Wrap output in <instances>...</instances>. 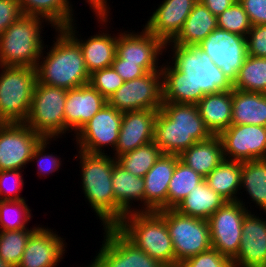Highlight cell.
<instances>
[{"mask_svg": "<svg viewBox=\"0 0 266 267\" xmlns=\"http://www.w3.org/2000/svg\"><path fill=\"white\" fill-rule=\"evenodd\" d=\"M198 45L234 83L248 55L246 37L217 27Z\"/></svg>", "mask_w": 266, "mask_h": 267, "instance_id": "obj_16", "label": "cell"}, {"mask_svg": "<svg viewBox=\"0 0 266 267\" xmlns=\"http://www.w3.org/2000/svg\"><path fill=\"white\" fill-rule=\"evenodd\" d=\"M227 200L209 187L204 179L175 208L178 213L208 220Z\"/></svg>", "mask_w": 266, "mask_h": 267, "instance_id": "obj_29", "label": "cell"}, {"mask_svg": "<svg viewBox=\"0 0 266 267\" xmlns=\"http://www.w3.org/2000/svg\"><path fill=\"white\" fill-rule=\"evenodd\" d=\"M219 137L224 159L240 162L266 159V126L231 124Z\"/></svg>", "mask_w": 266, "mask_h": 267, "instance_id": "obj_17", "label": "cell"}, {"mask_svg": "<svg viewBox=\"0 0 266 267\" xmlns=\"http://www.w3.org/2000/svg\"><path fill=\"white\" fill-rule=\"evenodd\" d=\"M162 73L148 72L146 75L126 81L107 100L120 112L136 110H160L162 105Z\"/></svg>", "mask_w": 266, "mask_h": 267, "instance_id": "obj_12", "label": "cell"}, {"mask_svg": "<svg viewBox=\"0 0 266 267\" xmlns=\"http://www.w3.org/2000/svg\"><path fill=\"white\" fill-rule=\"evenodd\" d=\"M42 139L24 123H0V171L24 172L35 147Z\"/></svg>", "mask_w": 266, "mask_h": 267, "instance_id": "obj_15", "label": "cell"}, {"mask_svg": "<svg viewBox=\"0 0 266 267\" xmlns=\"http://www.w3.org/2000/svg\"><path fill=\"white\" fill-rule=\"evenodd\" d=\"M85 267H107V266L97 256H95L91 261V263H89L88 266Z\"/></svg>", "mask_w": 266, "mask_h": 267, "instance_id": "obj_50", "label": "cell"}, {"mask_svg": "<svg viewBox=\"0 0 266 267\" xmlns=\"http://www.w3.org/2000/svg\"><path fill=\"white\" fill-rule=\"evenodd\" d=\"M178 156L180 161L205 178L224 160L223 145L219 135H212L196 142Z\"/></svg>", "mask_w": 266, "mask_h": 267, "instance_id": "obj_26", "label": "cell"}, {"mask_svg": "<svg viewBox=\"0 0 266 267\" xmlns=\"http://www.w3.org/2000/svg\"><path fill=\"white\" fill-rule=\"evenodd\" d=\"M206 127L213 135H219L232 122V90L205 94L196 104Z\"/></svg>", "mask_w": 266, "mask_h": 267, "instance_id": "obj_27", "label": "cell"}, {"mask_svg": "<svg viewBox=\"0 0 266 267\" xmlns=\"http://www.w3.org/2000/svg\"><path fill=\"white\" fill-rule=\"evenodd\" d=\"M218 28L246 37L252 25L238 0L217 16Z\"/></svg>", "mask_w": 266, "mask_h": 267, "instance_id": "obj_39", "label": "cell"}, {"mask_svg": "<svg viewBox=\"0 0 266 267\" xmlns=\"http://www.w3.org/2000/svg\"><path fill=\"white\" fill-rule=\"evenodd\" d=\"M55 141L57 139H46L43 138L39 144L35 147L32 157H31V162H36L37 164V176L38 177H47L50 174L52 175V173L54 174V172H57L58 170H60L61 166H62V158L60 156H57V154L53 155V153L51 152V154L47 151L49 149L48 146H50L52 143L51 141ZM48 148V149H47ZM48 152V153H46ZM60 157V158H59ZM36 160V161H35Z\"/></svg>", "mask_w": 266, "mask_h": 267, "instance_id": "obj_40", "label": "cell"}, {"mask_svg": "<svg viewBox=\"0 0 266 267\" xmlns=\"http://www.w3.org/2000/svg\"><path fill=\"white\" fill-rule=\"evenodd\" d=\"M154 143H148L116 158L117 163L134 176L144 177L162 155Z\"/></svg>", "mask_w": 266, "mask_h": 267, "instance_id": "obj_36", "label": "cell"}, {"mask_svg": "<svg viewBox=\"0 0 266 267\" xmlns=\"http://www.w3.org/2000/svg\"><path fill=\"white\" fill-rule=\"evenodd\" d=\"M67 90L36 83L29 114L24 124L46 139L65 136ZM64 134V135H63Z\"/></svg>", "mask_w": 266, "mask_h": 267, "instance_id": "obj_8", "label": "cell"}, {"mask_svg": "<svg viewBox=\"0 0 266 267\" xmlns=\"http://www.w3.org/2000/svg\"><path fill=\"white\" fill-rule=\"evenodd\" d=\"M204 179L210 188L227 201H238L239 195H242L240 161L224 159Z\"/></svg>", "mask_w": 266, "mask_h": 267, "instance_id": "obj_32", "label": "cell"}, {"mask_svg": "<svg viewBox=\"0 0 266 267\" xmlns=\"http://www.w3.org/2000/svg\"><path fill=\"white\" fill-rule=\"evenodd\" d=\"M22 15L18 0H0V35Z\"/></svg>", "mask_w": 266, "mask_h": 267, "instance_id": "obj_45", "label": "cell"}, {"mask_svg": "<svg viewBox=\"0 0 266 267\" xmlns=\"http://www.w3.org/2000/svg\"><path fill=\"white\" fill-rule=\"evenodd\" d=\"M105 99L89 83L67 90L65 113V135L76 134L105 104Z\"/></svg>", "mask_w": 266, "mask_h": 267, "instance_id": "obj_23", "label": "cell"}, {"mask_svg": "<svg viewBox=\"0 0 266 267\" xmlns=\"http://www.w3.org/2000/svg\"><path fill=\"white\" fill-rule=\"evenodd\" d=\"M233 87L266 94V58L247 55Z\"/></svg>", "mask_w": 266, "mask_h": 267, "instance_id": "obj_35", "label": "cell"}, {"mask_svg": "<svg viewBox=\"0 0 266 267\" xmlns=\"http://www.w3.org/2000/svg\"><path fill=\"white\" fill-rule=\"evenodd\" d=\"M26 200H0V230L25 229L32 219ZM27 224V225H26Z\"/></svg>", "mask_w": 266, "mask_h": 267, "instance_id": "obj_38", "label": "cell"}, {"mask_svg": "<svg viewBox=\"0 0 266 267\" xmlns=\"http://www.w3.org/2000/svg\"><path fill=\"white\" fill-rule=\"evenodd\" d=\"M242 189L255 207L266 213V159L241 162Z\"/></svg>", "mask_w": 266, "mask_h": 267, "instance_id": "obj_33", "label": "cell"}, {"mask_svg": "<svg viewBox=\"0 0 266 267\" xmlns=\"http://www.w3.org/2000/svg\"><path fill=\"white\" fill-rule=\"evenodd\" d=\"M166 52L173 57H169V63L165 60L161 64L163 102L197 104L205 94L234 89L230 79L199 45L166 44Z\"/></svg>", "mask_w": 266, "mask_h": 267, "instance_id": "obj_1", "label": "cell"}, {"mask_svg": "<svg viewBox=\"0 0 266 267\" xmlns=\"http://www.w3.org/2000/svg\"><path fill=\"white\" fill-rule=\"evenodd\" d=\"M158 110L123 112L118 142L113 153L116 159L127 152L153 142Z\"/></svg>", "mask_w": 266, "mask_h": 267, "instance_id": "obj_21", "label": "cell"}, {"mask_svg": "<svg viewBox=\"0 0 266 267\" xmlns=\"http://www.w3.org/2000/svg\"><path fill=\"white\" fill-rule=\"evenodd\" d=\"M178 160L176 154H162L143 177L144 211L167 209L168 186Z\"/></svg>", "mask_w": 266, "mask_h": 267, "instance_id": "obj_24", "label": "cell"}, {"mask_svg": "<svg viewBox=\"0 0 266 267\" xmlns=\"http://www.w3.org/2000/svg\"><path fill=\"white\" fill-rule=\"evenodd\" d=\"M21 170L0 171V200H22L24 178Z\"/></svg>", "mask_w": 266, "mask_h": 267, "instance_id": "obj_42", "label": "cell"}, {"mask_svg": "<svg viewBox=\"0 0 266 267\" xmlns=\"http://www.w3.org/2000/svg\"><path fill=\"white\" fill-rule=\"evenodd\" d=\"M40 226L20 230H0V258L11 267L20 264L31 234Z\"/></svg>", "mask_w": 266, "mask_h": 267, "instance_id": "obj_37", "label": "cell"}, {"mask_svg": "<svg viewBox=\"0 0 266 267\" xmlns=\"http://www.w3.org/2000/svg\"><path fill=\"white\" fill-rule=\"evenodd\" d=\"M115 227L135 246L165 267H175V252L165 218L158 211L127 213Z\"/></svg>", "mask_w": 266, "mask_h": 267, "instance_id": "obj_5", "label": "cell"}, {"mask_svg": "<svg viewBox=\"0 0 266 267\" xmlns=\"http://www.w3.org/2000/svg\"><path fill=\"white\" fill-rule=\"evenodd\" d=\"M201 1L213 15L218 16L228 9L237 0H199Z\"/></svg>", "mask_w": 266, "mask_h": 267, "instance_id": "obj_48", "label": "cell"}, {"mask_svg": "<svg viewBox=\"0 0 266 267\" xmlns=\"http://www.w3.org/2000/svg\"><path fill=\"white\" fill-rule=\"evenodd\" d=\"M92 12H111L108 0H85Z\"/></svg>", "mask_w": 266, "mask_h": 267, "instance_id": "obj_49", "label": "cell"}, {"mask_svg": "<svg viewBox=\"0 0 266 267\" xmlns=\"http://www.w3.org/2000/svg\"><path fill=\"white\" fill-rule=\"evenodd\" d=\"M112 188L115 195V225L127 213L144 211L143 177L134 176L116 162L113 166ZM133 201L139 205L135 206Z\"/></svg>", "mask_w": 266, "mask_h": 267, "instance_id": "obj_25", "label": "cell"}, {"mask_svg": "<svg viewBox=\"0 0 266 267\" xmlns=\"http://www.w3.org/2000/svg\"><path fill=\"white\" fill-rule=\"evenodd\" d=\"M74 160H80L81 188L85 201L91 206L101 226H115V195L112 188L113 166L117 162L111 154H90L77 150ZM96 213V214H95Z\"/></svg>", "mask_w": 266, "mask_h": 267, "instance_id": "obj_4", "label": "cell"}, {"mask_svg": "<svg viewBox=\"0 0 266 267\" xmlns=\"http://www.w3.org/2000/svg\"><path fill=\"white\" fill-rule=\"evenodd\" d=\"M122 118V112L106 103L73 136L75 137L73 141L76 140V150L90 154H106L105 148L107 147L108 150L111 148L114 152Z\"/></svg>", "mask_w": 266, "mask_h": 267, "instance_id": "obj_11", "label": "cell"}, {"mask_svg": "<svg viewBox=\"0 0 266 267\" xmlns=\"http://www.w3.org/2000/svg\"><path fill=\"white\" fill-rule=\"evenodd\" d=\"M0 267H11L0 258Z\"/></svg>", "mask_w": 266, "mask_h": 267, "instance_id": "obj_51", "label": "cell"}, {"mask_svg": "<svg viewBox=\"0 0 266 267\" xmlns=\"http://www.w3.org/2000/svg\"><path fill=\"white\" fill-rule=\"evenodd\" d=\"M54 229L40 225L30 236L18 267H57L67 243Z\"/></svg>", "mask_w": 266, "mask_h": 267, "instance_id": "obj_19", "label": "cell"}, {"mask_svg": "<svg viewBox=\"0 0 266 267\" xmlns=\"http://www.w3.org/2000/svg\"><path fill=\"white\" fill-rule=\"evenodd\" d=\"M199 0H163L144 26L165 44L181 31L185 20Z\"/></svg>", "mask_w": 266, "mask_h": 267, "instance_id": "obj_22", "label": "cell"}, {"mask_svg": "<svg viewBox=\"0 0 266 267\" xmlns=\"http://www.w3.org/2000/svg\"><path fill=\"white\" fill-rule=\"evenodd\" d=\"M233 263L234 267H266V218L254 212L245 215L240 249Z\"/></svg>", "mask_w": 266, "mask_h": 267, "instance_id": "obj_20", "label": "cell"}, {"mask_svg": "<svg viewBox=\"0 0 266 267\" xmlns=\"http://www.w3.org/2000/svg\"><path fill=\"white\" fill-rule=\"evenodd\" d=\"M55 33L54 43L44 46L35 68L37 82L66 90L88 84L90 74L80 45L63 28L55 29Z\"/></svg>", "mask_w": 266, "mask_h": 267, "instance_id": "obj_2", "label": "cell"}, {"mask_svg": "<svg viewBox=\"0 0 266 267\" xmlns=\"http://www.w3.org/2000/svg\"><path fill=\"white\" fill-rule=\"evenodd\" d=\"M36 83L33 67L0 66V123H24Z\"/></svg>", "mask_w": 266, "mask_h": 267, "instance_id": "obj_7", "label": "cell"}, {"mask_svg": "<svg viewBox=\"0 0 266 267\" xmlns=\"http://www.w3.org/2000/svg\"><path fill=\"white\" fill-rule=\"evenodd\" d=\"M212 135L196 104L162 102L155 119L153 142L163 154L179 155Z\"/></svg>", "mask_w": 266, "mask_h": 267, "instance_id": "obj_3", "label": "cell"}, {"mask_svg": "<svg viewBox=\"0 0 266 267\" xmlns=\"http://www.w3.org/2000/svg\"><path fill=\"white\" fill-rule=\"evenodd\" d=\"M124 82L112 66L93 72L89 80V84L107 100Z\"/></svg>", "mask_w": 266, "mask_h": 267, "instance_id": "obj_41", "label": "cell"}, {"mask_svg": "<svg viewBox=\"0 0 266 267\" xmlns=\"http://www.w3.org/2000/svg\"><path fill=\"white\" fill-rule=\"evenodd\" d=\"M44 22L50 25L41 17L23 14L4 31L0 35V66L36 68L45 46Z\"/></svg>", "mask_w": 266, "mask_h": 267, "instance_id": "obj_6", "label": "cell"}, {"mask_svg": "<svg viewBox=\"0 0 266 267\" xmlns=\"http://www.w3.org/2000/svg\"><path fill=\"white\" fill-rule=\"evenodd\" d=\"M231 124L266 126V94L233 89Z\"/></svg>", "mask_w": 266, "mask_h": 267, "instance_id": "obj_28", "label": "cell"}, {"mask_svg": "<svg viewBox=\"0 0 266 267\" xmlns=\"http://www.w3.org/2000/svg\"><path fill=\"white\" fill-rule=\"evenodd\" d=\"M97 17L100 28L104 29L87 39H82L76 29V21L63 28L79 45L85 60L87 71L92 74L95 71L112 66L116 55L118 33L115 35L108 31L107 23H110V12H92ZM75 23V24H74ZM76 25V26H75ZM106 27V28H105ZM107 29V30H105ZM112 34V35H111ZM79 36V37H78Z\"/></svg>", "mask_w": 266, "mask_h": 267, "instance_id": "obj_13", "label": "cell"}, {"mask_svg": "<svg viewBox=\"0 0 266 267\" xmlns=\"http://www.w3.org/2000/svg\"><path fill=\"white\" fill-rule=\"evenodd\" d=\"M246 40L248 55L266 58V24L253 25Z\"/></svg>", "mask_w": 266, "mask_h": 267, "instance_id": "obj_44", "label": "cell"}, {"mask_svg": "<svg viewBox=\"0 0 266 267\" xmlns=\"http://www.w3.org/2000/svg\"><path fill=\"white\" fill-rule=\"evenodd\" d=\"M24 15L45 19L51 28H65L76 21L70 0H18ZM74 16V17H73Z\"/></svg>", "mask_w": 266, "mask_h": 267, "instance_id": "obj_31", "label": "cell"}, {"mask_svg": "<svg viewBox=\"0 0 266 267\" xmlns=\"http://www.w3.org/2000/svg\"><path fill=\"white\" fill-rule=\"evenodd\" d=\"M243 197L238 201H227L208 218L212 248L233 260L240 249L242 225L248 209ZM247 205V207H246Z\"/></svg>", "mask_w": 266, "mask_h": 267, "instance_id": "obj_10", "label": "cell"}, {"mask_svg": "<svg viewBox=\"0 0 266 267\" xmlns=\"http://www.w3.org/2000/svg\"><path fill=\"white\" fill-rule=\"evenodd\" d=\"M247 13L251 25L266 24V0H238Z\"/></svg>", "mask_w": 266, "mask_h": 267, "instance_id": "obj_46", "label": "cell"}, {"mask_svg": "<svg viewBox=\"0 0 266 267\" xmlns=\"http://www.w3.org/2000/svg\"><path fill=\"white\" fill-rule=\"evenodd\" d=\"M142 28V31L137 33L135 30L122 29L118 32L116 55L123 59L124 63L137 64L147 72L161 71L159 57L166 55V44L150 33L144 25Z\"/></svg>", "mask_w": 266, "mask_h": 267, "instance_id": "obj_14", "label": "cell"}, {"mask_svg": "<svg viewBox=\"0 0 266 267\" xmlns=\"http://www.w3.org/2000/svg\"><path fill=\"white\" fill-rule=\"evenodd\" d=\"M204 177L178 160L168 186L167 209H174Z\"/></svg>", "mask_w": 266, "mask_h": 267, "instance_id": "obj_34", "label": "cell"}, {"mask_svg": "<svg viewBox=\"0 0 266 267\" xmlns=\"http://www.w3.org/2000/svg\"><path fill=\"white\" fill-rule=\"evenodd\" d=\"M165 218L175 252V267L212 248L208 220L185 216L174 209L158 210Z\"/></svg>", "mask_w": 266, "mask_h": 267, "instance_id": "obj_9", "label": "cell"}, {"mask_svg": "<svg viewBox=\"0 0 266 267\" xmlns=\"http://www.w3.org/2000/svg\"><path fill=\"white\" fill-rule=\"evenodd\" d=\"M217 16L198 1L178 35L166 44L198 45L217 28Z\"/></svg>", "mask_w": 266, "mask_h": 267, "instance_id": "obj_30", "label": "cell"}, {"mask_svg": "<svg viewBox=\"0 0 266 267\" xmlns=\"http://www.w3.org/2000/svg\"><path fill=\"white\" fill-rule=\"evenodd\" d=\"M102 230L104 240L96 256L107 267H165L130 242L115 226Z\"/></svg>", "mask_w": 266, "mask_h": 267, "instance_id": "obj_18", "label": "cell"}, {"mask_svg": "<svg viewBox=\"0 0 266 267\" xmlns=\"http://www.w3.org/2000/svg\"><path fill=\"white\" fill-rule=\"evenodd\" d=\"M112 67L125 82L142 77L148 73L142 66L124 63V60L117 55H115Z\"/></svg>", "mask_w": 266, "mask_h": 267, "instance_id": "obj_47", "label": "cell"}, {"mask_svg": "<svg viewBox=\"0 0 266 267\" xmlns=\"http://www.w3.org/2000/svg\"><path fill=\"white\" fill-rule=\"evenodd\" d=\"M179 267H234V263L233 260L221 255L216 249L210 248L186 259Z\"/></svg>", "mask_w": 266, "mask_h": 267, "instance_id": "obj_43", "label": "cell"}]
</instances>
